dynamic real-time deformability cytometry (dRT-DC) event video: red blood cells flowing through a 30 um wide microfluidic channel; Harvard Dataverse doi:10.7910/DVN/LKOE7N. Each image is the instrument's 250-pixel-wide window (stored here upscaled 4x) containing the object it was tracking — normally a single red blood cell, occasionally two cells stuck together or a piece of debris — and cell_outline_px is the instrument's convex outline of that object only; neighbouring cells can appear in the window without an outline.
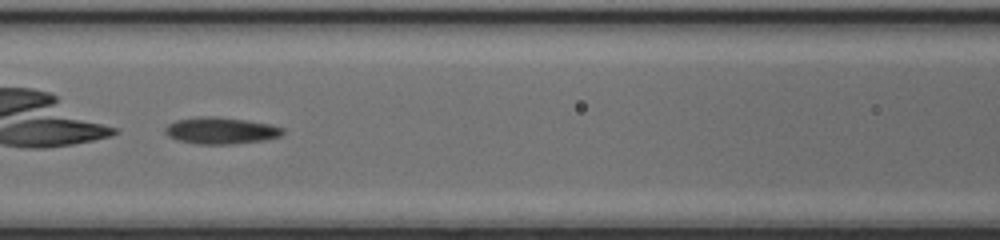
{"species": "common noctule bat (a hibernating species)", "species_latin": "Nyctalus noctula", "temperature_condition": "cold", "stored_images_in_passage": 30, "camera_frame_rate_fps": 3000, "um_per_image_px": 0.085, "animal": {"sex": "female", "body_mass_g": 17.0, "forearm_length_mm": 48.0}, "frame": {"image": 1, "passage_image": 9, "time_ms": 2.667, "image_size_px": [1000, 240], "cell_outline_px": [[284, 132], [280, 136], [264, 140], [232, 144], [200, 144], [180, 140], [168, 136], [164, 132], [164, 128], [168, 124], [176, 120], [200, 116], [216, 116], [272, 124], [284, 128]], "centroid_in_image_um": [18.78, 11.09], "position_along_channel_um": 147.8, "area_um2": 18.26}}
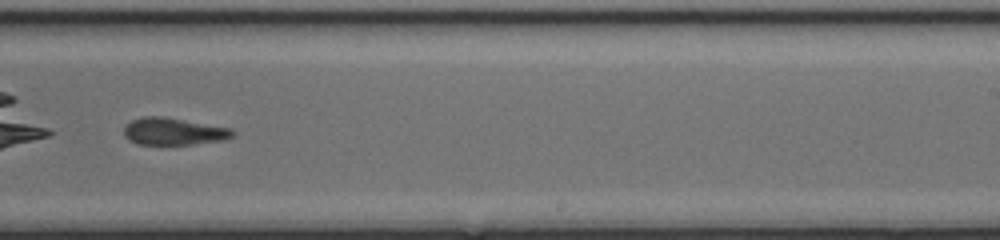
{"frame": {"image": 2, "passage_image": 18, "time_ms": 5.667, "image_size_px": [1000, 240], "cell_outline_px": [[236, 136], [224, 140], [192, 144], [136, 144], [124, 136], [124, 128], [132, 120], [144, 116], [160, 116], [232, 128], [236, 132]], "centroid_in_image_um": [14.8, 11.17], "position_along_channel_um": 274.2, "area_um2": 17.17}, "authors_computed_cell_mechanics": {"area_um2": 18.1781, "velocity_mm_per_s": 4.2391, "shape_relaxation_time_tau1_ms": 4.6116, "shape_relaxation_time_tau2_ms": 1.3566, "deformation_change_tau1": 0.125, "deformation_change_tau2": 0.0867}}